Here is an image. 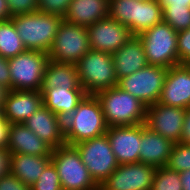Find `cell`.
I'll return each instance as SVG.
<instances>
[{
	"label": "cell",
	"mask_w": 190,
	"mask_h": 190,
	"mask_svg": "<svg viewBox=\"0 0 190 190\" xmlns=\"http://www.w3.org/2000/svg\"><path fill=\"white\" fill-rule=\"evenodd\" d=\"M63 125L65 143L71 146L105 135L108 129L96 95H85Z\"/></svg>",
	"instance_id": "6da1fadb"
},
{
	"label": "cell",
	"mask_w": 190,
	"mask_h": 190,
	"mask_svg": "<svg viewBox=\"0 0 190 190\" xmlns=\"http://www.w3.org/2000/svg\"><path fill=\"white\" fill-rule=\"evenodd\" d=\"M104 119L110 126H130L146 122L147 106L115 86L96 94Z\"/></svg>",
	"instance_id": "7a4b0ae2"
},
{
	"label": "cell",
	"mask_w": 190,
	"mask_h": 190,
	"mask_svg": "<svg viewBox=\"0 0 190 190\" xmlns=\"http://www.w3.org/2000/svg\"><path fill=\"white\" fill-rule=\"evenodd\" d=\"M28 50L48 53L63 18L48 13L34 12L10 18Z\"/></svg>",
	"instance_id": "3957f363"
},
{
	"label": "cell",
	"mask_w": 190,
	"mask_h": 190,
	"mask_svg": "<svg viewBox=\"0 0 190 190\" xmlns=\"http://www.w3.org/2000/svg\"><path fill=\"white\" fill-rule=\"evenodd\" d=\"M108 17L125 25L134 36L163 21L162 7L157 0H110Z\"/></svg>",
	"instance_id": "277c9868"
},
{
	"label": "cell",
	"mask_w": 190,
	"mask_h": 190,
	"mask_svg": "<svg viewBox=\"0 0 190 190\" xmlns=\"http://www.w3.org/2000/svg\"><path fill=\"white\" fill-rule=\"evenodd\" d=\"M76 66L86 95H96L118 84L112 54L90 49Z\"/></svg>",
	"instance_id": "5b68a950"
},
{
	"label": "cell",
	"mask_w": 190,
	"mask_h": 190,
	"mask_svg": "<svg viewBox=\"0 0 190 190\" xmlns=\"http://www.w3.org/2000/svg\"><path fill=\"white\" fill-rule=\"evenodd\" d=\"M138 37L144 46L148 64L167 69L180 65L177 53V31L169 24L162 21Z\"/></svg>",
	"instance_id": "8992f818"
},
{
	"label": "cell",
	"mask_w": 190,
	"mask_h": 190,
	"mask_svg": "<svg viewBox=\"0 0 190 190\" xmlns=\"http://www.w3.org/2000/svg\"><path fill=\"white\" fill-rule=\"evenodd\" d=\"M51 161L58 171L63 190H94L99 187L74 146L65 144L52 149Z\"/></svg>",
	"instance_id": "52a82bcc"
},
{
	"label": "cell",
	"mask_w": 190,
	"mask_h": 190,
	"mask_svg": "<svg viewBox=\"0 0 190 190\" xmlns=\"http://www.w3.org/2000/svg\"><path fill=\"white\" fill-rule=\"evenodd\" d=\"M48 53L26 49L9 59L12 90L40 91Z\"/></svg>",
	"instance_id": "ba28073f"
},
{
	"label": "cell",
	"mask_w": 190,
	"mask_h": 190,
	"mask_svg": "<svg viewBox=\"0 0 190 190\" xmlns=\"http://www.w3.org/2000/svg\"><path fill=\"white\" fill-rule=\"evenodd\" d=\"M94 182L100 186L119 166L107 135L73 145Z\"/></svg>",
	"instance_id": "9c48e42d"
},
{
	"label": "cell",
	"mask_w": 190,
	"mask_h": 190,
	"mask_svg": "<svg viewBox=\"0 0 190 190\" xmlns=\"http://www.w3.org/2000/svg\"><path fill=\"white\" fill-rule=\"evenodd\" d=\"M91 49L87 27L62 21L48 52L57 63L76 64Z\"/></svg>",
	"instance_id": "30bf717a"
},
{
	"label": "cell",
	"mask_w": 190,
	"mask_h": 190,
	"mask_svg": "<svg viewBox=\"0 0 190 190\" xmlns=\"http://www.w3.org/2000/svg\"><path fill=\"white\" fill-rule=\"evenodd\" d=\"M168 69L148 64L118 80L117 87L130 93L145 106L153 105L160 99Z\"/></svg>",
	"instance_id": "8fae6325"
},
{
	"label": "cell",
	"mask_w": 190,
	"mask_h": 190,
	"mask_svg": "<svg viewBox=\"0 0 190 190\" xmlns=\"http://www.w3.org/2000/svg\"><path fill=\"white\" fill-rule=\"evenodd\" d=\"M156 167L144 163L119 165L102 183L101 190H151Z\"/></svg>",
	"instance_id": "7c38bea8"
},
{
	"label": "cell",
	"mask_w": 190,
	"mask_h": 190,
	"mask_svg": "<svg viewBox=\"0 0 190 190\" xmlns=\"http://www.w3.org/2000/svg\"><path fill=\"white\" fill-rule=\"evenodd\" d=\"M87 31L91 49L109 54L115 53L134 36L129 28L109 17L88 26Z\"/></svg>",
	"instance_id": "4fadbf2b"
},
{
	"label": "cell",
	"mask_w": 190,
	"mask_h": 190,
	"mask_svg": "<svg viewBox=\"0 0 190 190\" xmlns=\"http://www.w3.org/2000/svg\"><path fill=\"white\" fill-rule=\"evenodd\" d=\"M186 109L160 103L147 106L146 126L173 143H179Z\"/></svg>",
	"instance_id": "5bb4252c"
},
{
	"label": "cell",
	"mask_w": 190,
	"mask_h": 190,
	"mask_svg": "<svg viewBox=\"0 0 190 190\" xmlns=\"http://www.w3.org/2000/svg\"><path fill=\"white\" fill-rule=\"evenodd\" d=\"M106 135L119 165L139 163L141 124L110 126Z\"/></svg>",
	"instance_id": "9a60e30c"
},
{
	"label": "cell",
	"mask_w": 190,
	"mask_h": 190,
	"mask_svg": "<svg viewBox=\"0 0 190 190\" xmlns=\"http://www.w3.org/2000/svg\"><path fill=\"white\" fill-rule=\"evenodd\" d=\"M158 103L177 108H190V65L168 69Z\"/></svg>",
	"instance_id": "2e32d148"
},
{
	"label": "cell",
	"mask_w": 190,
	"mask_h": 190,
	"mask_svg": "<svg viewBox=\"0 0 190 190\" xmlns=\"http://www.w3.org/2000/svg\"><path fill=\"white\" fill-rule=\"evenodd\" d=\"M24 124L52 149L65 145L63 120L42 105Z\"/></svg>",
	"instance_id": "e0dca14e"
},
{
	"label": "cell",
	"mask_w": 190,
	"mask_h": 190,
	"mask_svg": "<svg viewBox=\"0 0 190 190\" xmlns=\"http://www.w3.org/2000/svg\"><path fill=\"white\" fill-rule=\"evenodd\" d=\"M42 105L40 91L10 90L4 102L2 115L9 124L24 123Z\"/></svg>",
	"instance_id": "ac0fdd59"
},
{
	"label": "cell",
	"mask_w": 190,
	"mask_h": 190,
	"mask_svg": "<svg viewBox=\"0 0 190 190\" xmlns=\"http://www.w3.org/2000/svg\"><path fill=\"white\" fill-rule=\"evenodd\" d=\"M174 143L141 124L139 162L156 168L165 167Z\"/></svg>",
	"instance_id": "d6986e66"
},
{
	"label": "cell",
	"mask_w": 190,
	"mask_h": 190,
	"mask_svg": "<svg viewBox=\"0 0 190 190\" xmlns=\"http://www.w3.org/2000/svg\"><path fill=\"white\" fill-rule=\"evenodd\" d=\"M6 149L9 153L35 156H51L52 153V148L24 123L9 125Z\"/></svg>",
	"instance_id": "ffe728a7"
},
{
	"label": "cell",
	"mask_w": 190,
	"mask_h": 190,
	"mask_svg": "<svg viewBox=\"0 0 190 190\" xmlns=\"http://www.w3.org/2000/svg\"><path fill=\"white\" fill-rule=\"evenodd\" d=\"M117 80L129 76L148 65L144 46L138 36L112 54Z\"/></svg>",
	"instance_id": "44dd1931"
},
{
	"label": "cell",
	"mask_w": 190,
	"mask_h": 190,
	"mask_svg": "<svg viewBox=\"0 0 190 190\" xmlns=\"http://www.w3.org/2000/svg\"><path fill=\"white\" fill-rule=\"evenodd\" d=\"M43 105L66 119L78 106L86 93L84 89H67L62 87L41 88Z\"/></svg>",
	"instance_id": "7402d4cb"
},
{
	"label": "cell",
	"mask_w": 190,
	"mask_h": 190,
	"mask_svg": "<svg viewBox=\"0 0 190 190\" xmlns=\"http://www.w3.org/2000/svg\"><path fill=\"white\" fill-rule=\"evenodd\" d=\"M108 0H72L63 20L69 24L88 27L108 18Z\"/></svg>",
	"instance_id": "603a6c76"
},
{
	"label": "cell",
	"mask_w": 190,
	"mask_h": 190,
	"mask_svg": "<svg viewBox=\"0 0 190 190\" xmlns=\"http://www.w3.org/2000/svg\"><path fill=\"white\" fill-rule=\"evenodd\" d=\"M50 162L51 156L10 153L9 172L24 184L31 186L38 180Z\"/></svg>",
	"instance_id": "cb8c5ba5"
},
{
	"label": "cell",
	"mask_w": 190,
	"mask_h": 190,
	"mask_svg": "<svg viewBox=\"0 0 190 190\" xmlns=\"http://www.w3.org/2000/svg\"><path fill=\"white\" fill-rule=\"evenodd\" d=\"M62 87L67 89H83L79 82L76 64L57 63L48 60L43 76L42 88Z\"/></svg>",
	"instance_id": "d4e9b609"
},
{
	"label": "cell",
	"mask_w": 190,
	"mask_h": 190,
	"mask_svg": "<svg viewBox=\"0 0 190 190\" xmlns=\"http://www.w3.org/2000/svg\"><path fill=\"white\" fill-rule=\"evenodd\" d=\"M26 50L11 19L0 21V55L13 58Z\"/></svg>",
	"instance_id": "484cf974"
},
{
	"label": "cell",
	"mask_w": 190,
	"mask_h": 190,
	"mask_svg": "<svg viewBox=\"0 0 190 190\" xmlns=\"http://www.w3.org/2000/svg\"><path fill=\"white\" fill-rule=\"evenodd\" d=\"M151 190H183L180 173L166 166L156 168Z\"/></svg>",
	"instance_id": "4316f807"
},
{
	"label": "cell",
	"mask_w": 190,
	"mask_h": 190,
	"mask_svg": "<svg viewBox=\"0 0 190 190\" xmlns=\"http://www.w3.org/2000/svg\"><path fill=\"white\" fill-rule=\"evenodd\" d=\"M162 15L163 22L169 24L177 32L190 28V6L163 7Z\"/></svg>",
	"instance_id": "83f0119b"
},
{
	"label": "cell",
	"mask_w": 190,
	"mask_h": 190,
	"mask_svg": "<svg viewBox=\"0 0 190 190\" xmlns=\"http://www.w3.org/2000/svg\"><path fill=\"white\" fill-rule=\"evenodd\" d=\"M166 167L183 172L190 169V144L174 143Z\"/></svg>",
	"instance_id": "f1b7e54d"
},
{
	"label": "cell",
	"mask_w": 190,
	"mask_h": 190,
	"mask_svg": "<svg viewBox=\"0 0 190 190\" xmlns=\"http://www.w3.org/2000/svg\"><path fill=\"white\" fill-rule=\"evenodd\" d=\"M30 190H63L58 171L51 161Z\"/></svg>",
	"instance_id": "f546056e"
},
{
	"label": "cell",
	"mask_w": 190,
	"mask_h": 190,
	"mask_svg": "<svg viewBox=\"0 0 190 190\" xmlns=\"http://www.w3.org/2000/svg\"><path fill=\"white\" fill-rule=\"evenodd\" d=\"M72 0H38V11L64 18Z\"/></svg>",
	"instance_id": "4dcf8cb0"
},
{
	"label": "cell",
	"mask_w": 190,
	"mask_h": 190,
	"mask_svg": "<svg viewBox=\"0 0 190 190\" xmlns=\"http://www.w3.org/2000/svg\"><path fill=\"white\" fill-rule=\"evenodd\" d=\"M10 18L38 12V0H6Z\"/></svg>",
	"instance_id": "1f68e13d"
},
{
	"label": "cell",
	"mask_w": 190,
	"mask_h": 190,
	"mask_svg": "<svg viewBox=\"0 0 190 190\" xmlns=\"http://www.w3.org/2000/svg\"><path fill=\"white\" fill-rule=\"evenodd\" d=\"M177 53L180 64L190 65V28L177 32Z\"/></svg>",
	"instance_id": "d6a6232c"
},
{
	"label": "cell",
	"mask_w": 190,
	"mask_h": 190,
	"mask_svg": "<svg viewBox=\"0 0 190 190\" xmlns=\"http://www.w3.org/2000/svg\"><path fill=\"white\" fill-rule=\"evenodd\" d=\"M0 190H30V186L8 172L0 178Z\"/></svg>",
	"instance_id": "836d02e7"
},
{
	"label": "cell",
	"mask_w": 190,
	"mask_h": 190,
	"mask_svg": "<svg viewBox=\"0 0 190 190\" xmlns=\"http://www.w3.org/2000/svg\"><path fill=\"white\" fill-rule=\"evenodd\" d=\"M0 85L12 90V83L9 72V59L0 55Z\"/></svg>",
	"instance_id": "e575fe53"
},
{
	"label": "cell",
	"mask_w": 190,
	"mask_h": 190,
	"mask_svg": "<svg viewBox=\"0 0 190 190\" xmlns=\"http://www.w3.org/2000/svg\"><path fill=\"white\" fill-rule=\"evenodd\" d=\"M179 143L190 144V108L186 109Z\"/></svg>",
	"instance_id": "d590c367"
},
{
	"label": "cell",
	"mask_w": 190,
	"mask_h": 190,
	"mask_svg": "<svg viewBox=\"0 0 190 190\" xmlns=\"http://www.w3.org/2000/svg\"><path fill=\"white\" fill-rule=\"evenodd\" d=\"M8 121L4 118V116L0 115V149L7 148V136H8Z\"/></svg>",
	"instance_id": "8d00e7d4"
},
{
	"label": "cell",
	"mask_w": 190,
	"mask_h": 190,
	"mask_svg": "<svg viewBox=\"0 0 190 190\" xmlns=\"http://www.w3.org/2000/svg\"><path fill=\"white\" fill-rule=\"evenodd\" d=\"M9 155L7 149H0V178L9 172Z\"/></svg>",
	"instance_id": "74e56055"
},
{
	"label": "cell",
	"mask_w": 190,
	"mask_h": 190,
	"mask_svg": "<svg viewBox=\"0 0 190 190\" xmlns=\"http://www.w3.org/2000/svg\"><path fill=\"white\" fill-rule=\"evenodd\" d=\"M161 7H184L190 6V0H157Z\"/></svg>",
	"instance_id": "f35d334b"
},
{
	"label": "cell",
	"mask_w": 190,
	"mask_h": 190,
	"mask_svg": "<svg viewBox=\"0 0 190 190\" xmlns=\"http://www.w3.org/2000/svg\"><path fill=\"white\" fill-rule=\"evenodd\" d=\"M180 179L183 190H190V169L180 172Z\"/></svg>",
	"instance_id": "ab89813d"
},
{
	"label": "cell",
	"mask_w": 190,
	"mask_h": 190,
	"mask_svg": "<svg viewBox=\"0 0 190 190\" xmlns=\"http://www.w3.org/2000/svg\"><path fill=\"white\" fill-rule=\"evenodd\" d=\"M10 18L7 1L0 0V21Z\"/></svg>",
	"instance_id": "60d3db41"
},
{
	"label": "cell",
	"mask_w": 190,
	"mask_h": 190,
	"mask_svg": "<svg viewBox=\"0 0 190 190\" xmlns=\"http://www.w3.org/2000/svg\"><path fill=\"white\" fill-rule=\"evenodd\" d=\"M9 89L0 85V108L3 109L4 102L7 98V95L9 93Z\"/></svg>",
	"instance_id": "b9f144b4"
},
{
	"label": "cell",
	"mask_w": 190,
	"mask_h": 190,
	"mask_svg": "<svg viewBox=\"0 0 190 190\" xmlns=\"http://www.w3.org/2000/svg\"><path fill=\"white\" fill-rule=\"evenodd\" d=\"M135 1L147 2V1H151V0H135Z\"/></svg>",
	"instance_id": "7bdbcfd3"
}]
</instances>
